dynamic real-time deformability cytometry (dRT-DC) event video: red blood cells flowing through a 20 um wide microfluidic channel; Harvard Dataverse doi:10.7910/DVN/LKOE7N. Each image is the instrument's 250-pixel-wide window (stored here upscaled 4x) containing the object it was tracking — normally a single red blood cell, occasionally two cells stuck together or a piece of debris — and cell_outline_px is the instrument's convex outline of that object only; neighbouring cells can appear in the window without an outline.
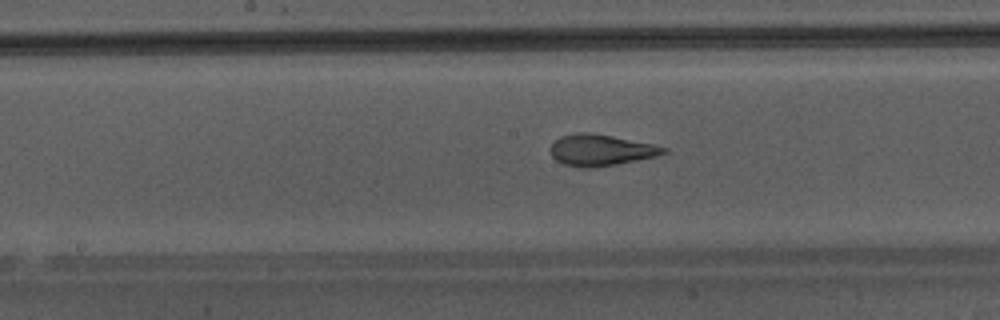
{"species": "Egyptian fruit bat (a non-hibernating species)", "species_latin": "Rousettus aegyptiacus", "temperature_condition": "warm", "stored_images_in_passage": 40, "camera_frame_rate_fps": 3000, "um_per_image_px": 0.085, "animal": {"sex": "male"}, "frame": {"image": 1, "passage_image": 18, "time_ms": 5.667, "image_size_px": [1000, 320], "cell_outline_px": [[668, 152], [656, 156], [616, 164], [564, 164], [556, 160], [552, 156], [548, 148], [560, 136], [576, 132], [588, 132], [612, 136], [652, 144], [668, 148]], "centroid_in_image_um": [51.07, 12.7], "position_along_channel_um": 197.1, "area_um2": 19.71}}